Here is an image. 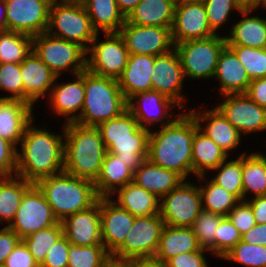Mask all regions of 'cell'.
I'll return each mask as SVG.
<instances>
[{
	"label": "cell",
	"mask_w": 266,
	"mask_h": 267,
	"mask_svg": "<svg viewBox=\"0 0 266 267\" xmlns=\"http://www.w3.org/2000/svg\"><path fill=\"white\" fill-rule=\"evenodd\" d=\"M161 128L150 129L147 159L185 180L192 173V140L198 124L190 112H184Z\"/></svg>",
	"instance_id": "1"
},
{
	"label": "cell",
	"mask_w": 266,
	"mask_h": 267,
	"mask_svg": "<svg viewBox=\"0 0 266 267\" xmlns=\"http://www.w3.org/2000/svg\"><path fill=\"white\" fill-rule=\"evenodd\" d=\"M26 126L17 151L16 174L32 184L61 173L64 169V135H56L32 126ZM63 136V137H62Z\"/></svg>",
	"instance_id": "2"
},
{
	"label": "cell",
	"mask_w": 266,
	"mask_h": 267,
	"mask_svg": "<svg viewBox=\"0 0 266 267\" xmlns=\"http://www.w3.org/2000/svg\"><path fill=\"white\" fill-rule=\"evenodd\" d=\"M63 127L65 139L63 171L94 182L107 153L99 129L75 122L65 123Z\"/></svg>",
	"instance_id": "3"
},
{
	"label": "cell",
	"mask_w": 266,
	"mask_h": 267,
	"mask_svg": "<svg viewBox=\"0 0 266 267\" xmlns=\"http://www.w3.org/2000/svg\"><path fill=\"white\" fill-rule=\"evenodd\" d=\"M36 185L44 194L58 222L90 208L99 199L93 181L65 171L43 178Z\"/></svg>",
	"instance_id": "4"
},
{
	"label": "cell",
	"mask_w": 266,
	"mask_h": 267,
	"mask_svg": "<svg viewBox=\"0 0 266 267\" xmlns=\"http://www.w3.org/2000/svg\"><path fill=\"white\" fill-rule=\"evenodd\" d=\"M97 128L107 152L122 159L133 171L147 159L150 130L139 126L128 109Z\"/></svg>",
	"instance_id": "5"
},
{
	"label": "cell",
	"mask_w": 266,
	"mask_h": 267,
	"mask_svg": "<svg viewBox=\"0 0 266 267\" xmlns=\"http://www.w3.org/2000/svg\"><path fill=\"white\" fill-rule=\"evenodd\" d=\"M85 101L82 113L75 123L98 127L127 110V100L118 81L84 71Z\"/></svg>",
	"instance_id": "6"
},
{
	"label": "cell",
	"mask_w": 266,
	"mask_h": 267,
	"mask_svg": "<svg viewBox=\"0 0 266 267\" xmlns=\"http://www.w3.org/2000/svg\"><path fill=\"white\" fill-rule=\"evenodd\" d=\"M54 28L57 30H53ZM46 32L57 38L77 43L86 51L97 34L82 1L62 0L52 1Z\"/></svg>",
	"instance_id": "7"
},
{
	"label": "cell",
	"mask_w": 266,
	"mask_h": 267,
	"mask_svg": "<svg viewBox=\"0 0 266 267\" xmlns=\"http://www.w3.org/2000/svg\"><path fill=\"white\" fill-rule=\"evenodd\" d=\"M226 45V37L218 34L174 44L184 77L194 80L214 78L219 56Z\"/></svg>",
	"instance_id": "8"
},
{
	"label": "cell",
	"mask_w": 266,
	"mask_h": 267,
	"mask_svg": "<svg viewBox=\"0 0 266 267\" xmlns=\"http://www.w3.org/2000/svg\"><path fill=\"white\" fill-rule=\"evenodd\" d=\"M32 51L59 78L72 67L74 76L86 70V50L79 44L41 33L32 38Z\"/></svg>",
	"instance_id": "9"
},
{
	"label": "cell",
	"mask_w": 266,
	"mask_h": 267,
	"mask_svg": "<svg viewBox=\"0 0 266 267\" xmlns=\"http://www.w3.org/2000/svg\"><path fill=\"white\" fill-rule=\"evenodd\" d=\"M165 226L160 214L135 217L123 244L111 255V260L125 262L137 257L154 256Z\"/></svg>",
	"instance_id": "10"
},
{
	"label": "cell",
	"mask_w": 266,
	"mask_h": 267,
	"mask_svg": "<svg viewBox=\"0 0 266 267\" xmlns=\"http://www.w3.org/2000/svg\"><path fill=\"white\" fill-rule=\"evenodd\" d=\"M98 33L86 51V69L97 76L118 80L125 69L129 52L119 33H105V41L98 42ZM97 42V43H96Z\"/></svg>",
	"instance_id": "11"
},
{
	"label": "cell",
	"mask_w": 266,
	"mask_h": 267,
	"mask_svg": "<svg viewBox=\"0 0 266 267\" xmlns=\"http://www.w3.org/2000/svg\"><path fill=\"white\" fill-rule=\"evenodd\" d=\"M160 201L159 214L165 225L173 227H191L202 211L200 188L187 181H182Z\"/></svg>",
	"instance_id": "12"
},
{
	"label": "cell",
	"mask_w": 266,
	"mask_h": 267,
	"mask_svg": "<svg viewBox=\"0 0 266 267\" xmlns=\"http://www.w3.org/2000/svg\"><path fill=\"white\" fill-rule=\"evenodd\" d=\"M58 223L44 194L33 184L24 194L10 226L20 239Z\"/></svg>",
	"instance_id": "13"
},
{
	"label": "cell",
	"mask_w": 266,
	"mask_h": 267,
	"mask_svg": "<svg viewBox=\"0 0 266 267\" xmlns=\"http://www.w3.org/2000/svg\"><path fill=\"white\" fill-rule=\"evenodd\" d=\"M53 0H5L7 31L35 37L46 32Z\"/></svg>",
	"instance_id": "14"
},
{
	"label": "cell",
	"mask_w": 266,
	"mask_h": 267,
	"mask_svg": "<svg viewBox=\"0 0 266 267\" xmlns=\"http://www.w3.org/2000/svg\"><path fill=\"white\" fill-rule=\"evenodd\" d=\"M119 34L123 37L129 54L158 56L174 49L171 28L139 26L125 21Z\"/></svg>",
	"instance_id": "15"
},
{
	"label": "cell",
	"mask_w": 266,
	"mask_h": 267,
	"mask_svg": "<svg viewBox=\"0 0 266 267\" xmlns=\"http://www.w3.org/2000/svg\"><path fill=\"white\" fill-rule=\"evenodd\" d=\"M216 108L238 130L240 135L266 130V109L253 102L245 93L226 94Z\"/></svg>",
	"instance_id": "16"
},
{
	"label": "cell",
	"mask_w": 266,
	"mask_h": 267,
	"mask_svg": "<svg viewBox=\"0 0 266 267\" xmlns=\"http://www.w3.org/2000/svg\"><path fill=\"white\" fill-rule=\"evenodd\" d=\"M152 90L157 91L177 104V108H184L186 100L181 94L184 73L179 55L175 49L166 54L155 56L153 73L151 75Z\"/></svg>",
	"instance_id": "17"
},
{
	"label": "cell",
	"mask_w": 266,
	"mask_h": 267,
	"mask_svg": "<svg viewBox=\"0 0 266 267\" xmlns=\"http://www.w3.org/2000/svg\"><path fill=\"white\" fill-rule=\"evenodd\" d=\"M171 34L173 43L177 44L186 40L204 39L216 33L208 24L204 4L184 0L175 5Z\"/></svg>",
	"instance_id": "18"
},
{
	"label": "cell",
	"mask_w": 266,
	"mask_h": 267,
	"mask_svg": "<svg viewBox=\"0 0 266 267\" xmlns=\"http://www.w3.org/2000/svg\"><path fill=\"white\" fill-rule=\"evenodd\" d=\"M102 243L112 255L124 242L135 216L120 207L111 197H100Z\"/></svg>",
	"instance_id": "19"
},
{
	"label": "cell",
	"mask_w": 266,
	"mask_h": 267,
	"mask_svg": "<svg viewBox=\"0 0 266 267\" xmlns=\"http://www.w3.org/2000/svg\"><path fill=\"white\" fill-rule=\"evenodd\" d=\"M61 224L63 235L72 245H103L100 197L93 206L66 217Z\"/></svg>",
	"instance_id": "20"
},
{
	"label": "cell",
	"mask_w": 266,
	"mask_h": 267,
	"mask_svg": "<svg viewBox=\"0 0 266 267\" xmlns=\"http://www.w3.org/2000/svg\"><path fill=\"white\" fill-rule=\"evenodd\" d=\"M134 99L136 102L133 101ZM172 105L176 106L177 104L163 94L150 90L132 96L127 102V109L138 121L139 126L149 130L148 126L154 125L155 122L161 123V127H163L174 120L171 118V111L168 112L169 108H174Z\"/></svg>",
	"instance_id": "21"
},
{
	"label": "cell",
	"mask_w": 266,
	"mask_h": 267,
	"mask_svg": "<svg viewBox=\"0 0 266 267\" xmlns=\"http://www.w3.org/2000/svg\"><path fill=\"white\" fill-rule=\"evenodd\" d=\"M57 78L49 67L32 51L21 62L23 101L33 106L40 97L46 96V92L51 91Z\"/></svg>",
	"instance_id": "22"
},
{
	"label": "cell",
	"mask_w": 266,
	"mask_h": 267,
	"mask_svg": "<svg viewBox=\"0 0 266 267\" xmlns=\"http://www.w3.org/2000/svg\"><path fill=\"white\" fill-rule=\"evenodd\" d=\"M32 108L22 100L0 99V137L16 147L26 126L34 119Z\"/></svg>",
	"instance_id": "23"
},
{
	"label": "cell",
	"mask_w": 266,
	"mask_h": 267,
	"mask_svg": "<svg viewBox=\"0 0 266 267\" xmlns=\"http://www.w3.org/2000/svg\"><path fill=\"white\" fill-rule=\"evenodd\" d=\"M155 56L130 54L127 65L118 78V85L127 101L135 94L152 90L151 75Z\"/></svg>",
	"instance_id": "24"
},
{
	"label": "cell",
	"mask_w": 266,
	"mask_h": 267,
	"mask_svg": "<svg viewBox=\"0 0 266 267\" xmlns=\"http://www.w3.org/2000/svg\"><path fill=\"white\" fill-rule=\"evenodd\" d=\"M76 81L54 86L50 91L49 101L53 112L57 115L66 116V123L75 122L82 113L85 101L84 71L76 74ZM78 114L73 115L76 111Z\"/></svg>",
	"instance_id": "25"
},
{
	"label": "cell",
	"mask_w": 266,
	"mask_h": 267,
	"mask_svg": "<svg viewBox=\"0 0 266 267\" xmlns=\"http://www.w3.org/2000/svg\"><path fill=\"white\" fill-rule=\"evenodd\" d=\"M195 112L190 113L195 118L198 127L210 139H212L228 156L229 151L238 147L241 141V135L238 130L224 117V115L215 107L201 114ZM209 121L206 126H202L201 122Z\"/></svg>",
	"instance_id": "26"
},
{
	"label": "cell",
	"mask_w": 266,
	"mask_h": 267,
	"mask_svg": "<svg viewBox=\"0 0 266 267\" xmlns=\"http://www.w3.org/2000/svg\"><path fill=\"white\" fill-rule=\"evenodd\" d=\"M214 77L219 79L221 95L245 93L251 82L247 71L228 45L222 49Z\"/></svg>",
	"instance_id": "27"
},
{
	"label": "cell",
	"mask_w": 266,
	"mask_h": 267,
	"mask_svg": "<svg viewBox=\"0 0 266 267\" xmlns=\"http://www.w3.org/2000/svg\"><path fill=\"white\" fill-rule=\"evenodd\" d=\"M182 181H185L174 171L153 164L148 159L134 171L133 182L153 193L159 199L169 194Z\"/></svg>",
	"instance_id": "28"
},
{
	"label": "cell",
	"mask_w": 266,
	"mask_h": 267,
	"mask_svg": "<svg viewBox=\"0 0 266 267\" xmlns=\"http://www.w3.org/2000/svg\"><path fill=\"white\" fill-rule=\"evenodd\" d=\"M134 171L115 154L107 152L101 170L93 182L99 197H111L128 183L133 182ZM119 186V187H118Z\"/></svg>",
	"instance_id": "29"
},
{
	"label": "cell",
	"mask_w": 266,
	"mask_h": 267,
	"mask_svg": "<svg viewBox=\"0 0 266 267\" xmlns=\"http://www.w3.org/2000/svg\"><path fill=\"white\" fill-rule=\"evenodd\" d=\"M255 7H245L240 14L245 18L233 25L226 37L227 45L266 48V19L249 16Z\"/></svg>",
	"instance_id": "30"
},
{
	"label": "cell",
	"mask_w": 266,
	"mask_h": 267,
	"mask_svg": "<svg viewBox=\"0 0 266 267\" xmlns=\"http://www.w3.org/2000/svg\"><path fill=\"white\" fill-rule=\"evenodd\" d=\"M228 155L199 128L192 140V173L203 180L206 170H214Z\"/></svg>",
	"instance_id": "31"
},
{
	"label": "cell",
	"mask_w": 266,
	"mask_h": 267,
	"mask_svg": "<svg viewBox=\"0 0 266 267\" xmlns=\"http://www.w3.org/2000/svg\"><path fill=\"white\" fill-rule=\"evenodd\" d=\"M201 248L191 227L165 225L154 256L165 263L174 256L185 252L199 251Z\"/></svg>",
	"instance_id": "32"
},
{
	"label": "cell",
	"mask_w": 266,
	"mask_h": 267,
	"mask_svg": "<svg viewBox=\"0 0 266 267\" xmlns=\"http://www.w3.org/2000/svg\"><path fill=\"white\" fill-rule=\"evenodd\" d=\"M175 4L169 0H141L126 21L139 26L172 28Z\"/></svg>",
	"instance_id": "33"
},
{
	"label": "cell",
	"mask_w": 266,
	"mask_h": 267,
	"mask_svg": "<svg viewBox=\"0 0 266 267\" xmlns=\"http://www.w3.org/2000/svg\"><path fill=\"white\" fill-rule=\"evenodd\" d=\"M92 27L99 33H119L126 17L118 8L116 0H82Z\"/></svg>",
	"instance_id": "34"
},
{
	"label": "cell",
	"mask_w": 266,
	"mask_h": 267,
	"mask_svg": "<svg viewBox=\"0 0 266 267\" xmlns=\"http://www.w3.org/2000/svg\"><path fill=\"white\" fill-rule=\"evenodd\" d=\"M115 193L118 194V200L114 202L135 217L150 216L160 212V199L134 182L126 184Z\"/></svg>",
	"instance_id": "35"
},
{
	"label": "cell",
	"mask_w": 266,
	"mask_h": 267,
	"mask_svg": "<svg viewBox=\"0 0 266 267\" xmlns=\"http://www.w3.org/2000/svg\"><path fill=\"white\" fill-rule=\"evenodd\" d=\"M16 176V177H14ZM33 184L17 175L0 176V224L10 226L16 216L25 192Z\"/></svg>",
	"instance_id": "36"
},
{
	"label": "cell",
	"mask_w": 266,
	"mask_h": 267,
	"mask_svg": "<svg viewBox=\"0 0 266 267\" xmlns=\"http://www.w3.org/2000/svg\"><path fill=\"white\" fill-rule=\"evenodd\" d=\"M246 154H242L243 201L249 192L255 197L266 195V156L258 152Z\"/></svg>",
	"instance_id": "37"
},
{
	"label": "cell",
	"mask_w": 266,
	"mask_h": 267,
	"mask_svg": "<svg viewBox=\"0 0 266 267\" xmlns=\"http://www.w3.org/2000/svg\"><path fill=\"white\" fill-rule=\"evenodd\" d=\"M204 183L207 185L203 186L202 183L199 186L202 210L227 217L228 213L240 202V200L212 180Z\"/></svg>",
	"instance_id": "38"
},
{
	"label": "cell",
	"mask_w": 266,
	"mask_h": 267,
	"mask_svg": "<svg viewBox=\"0 0 266 267\" xmlns=\"http://www.w3.org/2000/svg\"><path fill=\"white\" fill-rule=\"evenodd\" d=\"M32 52V37L4 31L0 33V63H21Z\"/></svg>",
	"instance_id": "39"
},
{
	"label": "cell",
	"mask_w": 266,
	"mask_h": 267,
	"mask_svg": "<svg viewBox=\"0 0 266 267\" xmlns=\"http://www.w3.org/2000/svg\"><path fill=\"white\" fill-rule=\"evenodd\" d=\"M215 170L218 174L211 180L243 201L242 155L236 160L223 161Z\"/></svg>",
	"instance_id": "40"
},
{
	"label": "cell",
	"mask_w": 266,
	"mask_h": 267,
	"mask_svg": "<svg viewBox=\"0 0 266 267\" xmlns=\"http://www.w3.org/2000/svg\"><path fill=\"white\" fill-rule=\"evenodd\" d=\"M111 255L103 245L76 246L70 244L68 267H106Z\"/></svg>",
	"instance_id": "41"
},
{
	"label": "cell",
	"mask_w": 266,
	"mask_h": 267,
	"mask_svg": "<svg viewBox=\"0 0 266 267\" xmlns=\"http://www.w3.org/2000/svg\"><path fill=\"white\" fill-rule=\"evenodd\" d=\"M62 235L63 227L61 222H58L49 228L39 230L31 234L30 236L22 239V241L25 243L29 252L40 266L44 261L48 250Z\"/></svg>",
	"instance_id": "42"
},
{
	"label": "cell",
	"mask_w": 266,
	"mask_h": 267,
	"mask_svg": "<svg viewBox=\"0 0 266 267\" xmlns=\"http://www.w3.org/2000/svg\"><path fill=\"white\" fill-rule=\"evenodd\" d=\"M224 216L202 210L194 220L191 229L199 245L215 255V235Z\"/></svg>",
	"instance_id": "43"
},
{
	"label": "cell",
	"mask_w": 266,
	"mask_h": 267,
	"mask_svg": "<svg viewBox=\"0 0 266 267\" xmlns=\"http://www.w3.org/2000/svg\"><path fill=\"white\" fill-rule=\"evenodd\" d=\"M228 46L235 52L251 80L266 77V48Z\"/></svg>",
	"instance_id": "44"
},
{
	"label": "cell",
	"mask_w": 266,
	"mask_h": 267,
	"mask_svg": "<svg viewBox=\"0 0 266 267\" xmlns=\"http://www.w3.org/2000/svg\"><path fill=\"white\" fill-rule=\"evenodd\" d=\"M223 258L246 267H266V246L241 240Z\"/></svg>",
	"instance_id": "45"
},
{
	"label": "cell",
	"mask_w": 266,
	"mask_h": 267,
	"mask_svg": "<svg viewBox=\"0 0 266 267\" xmlns=\"http://www.w3.org/2000/svg\"><path fill=\"white\" fill-rule=\"evenodd\" d=\"M204 7L208 24L216 34L217 29L228 20L230 12L235 9L240 13L245 8L239 0H207Z\"/></svg>",
	"instance_id": "46"
},
{
	"label": "cell",
	"mask_w": 266,
	"mask_h": 267,
	"mask_svg": "<svg viewBox=\"0 0 266 267\" xmlns=\"http://www.w3.org/2000/svg\"><path fill=\"white\" fill-rule=\"evenodd\" d=\"M0 89L11 94L0 99H17L23 101V82L21 79V63H0Z\"/></svg>",
	"instance_id": "47"
},
{
	"label": "cell",
	"mask_w": 266,
	"mask_h": 267,
	"mask_svg": "<svg viewBox=\"0 0 266 267\" xmlns=\"http://www.w3.org/2000/svg\"><path fill=\"white\" fill-rule=\"evenodd\" d=\"M242 240V234L232 224L228 217H224L218 225L215 235V255L223 257Z\"/></svg>",
	"instance_id": "48"
},
{
	"label": "cell",
	"mask_w": 266,
	"mask_h": 267,
	"mask_svg": "<svg viewBox=\"0 0 266 267\" xmlns=\"http://www.w3.org/2000/svg\"><path fill=\"white\" fill-rule=\"evenodd\" d=\"M70 242L62 235L48 250L40 267H68Z\"/></svg>",
	"instance_id": "49"
},
{
	"label": "cell",
	"mask_w": 266,
	"mask_h": 267,
	"mask_svg": "<svg viewBox=\"0 0 266 267\" xmlns=\"http://www.w3.org/2000/svg\"><path fill=\"white\" fill-rule=\"evenodd\" d=\"M227 217L242 235L256 225L253 210L246 201H240Z\"/></svg>",
	"instance_id": "50"
},
{
	"label": "cell",
	"mask_w": 266,
	"mask_h": 267,
	"mask_svg": "<svg viewBox=\"0 0 266 267\" xmlns=\"http://www.w3.org/2000/svg\"><path fill=\"white\" fill-rule=\"evenodd\" d=\"M16 167L17 148L9 141L0 137V176L15 175Z\"/></svg>",
	"instance_id": "51"
},
{
	"label": "cell",
	"mask_w": 266,
	"mask_h": 267,
	"mask_svg": "<svg viewBox=\"0 0 266 267\" xmlns=\"http://www.w3.org/2000/svg\"><path fill=\"white\" fill-rule=\"evenodd\" d=\"M207 249L201 248L199 251L185 252L168 259L167 267H209L204 252Z\"/></svg>",
	"instance_id": "52"
},
{
	"label": "cell",
	"mask_w": 266,
	"mask_h": 267,
	"mask_svg": "<svg viewBox=\"0 0 266 267\" xmlns=\"http://www.w3.org/2000/svg\"><path fill=\"white\" fill-rule=\"evenodd\" d=\"M5 267H40L21 240L4 262Z\"/></svg>",
	"instance_id": "53"
},
{
	"label": "cell",
	"mask_w": 266,
	"mask_h": 267,
	"mask_svg": "<svg viewBox=\"0 0 266 267\" xmlns=\"http://www.w3.org/2000/svg\"><path fill=\"white\" fill-rule=\"evenodd\" d=\"M20 241V237L9 227L5 226L0 230V264H4Z\"/></svg>",
	"instance_id": "54"
},
{
	"label": "cell",
	"mask_w": 266,
	"mask_h": 267,
	"mask_svg": "<svg viewBox=\"0 0 266 267\" xmlns=\"http://www.w3.org/2000/svg\"><path fill=\"white\" fill-rule=\"evenodd\" d=\"M245 94L253 102L266 109V77L251 80Z\"/></svg>",
	"instance_id": "55"
},
{
	"label": "cell",
	"mask_w": 266,
	"mask_h": 267,
	"mask_svg": "<svg viewBox=\"0 0 266 267\" xmlns=\"http://www.w3.org/2000/svg\"><path fill=\"white\" fill-rule=\"evenodd\" d=\"M242 241L249 244L266 246V223L256 224L242 235Z\"/></svg>",
	"instance_id": "56"
},
{
	"label": "cell",
	"mask_w": 266,
	"mask_h": 267,
	"mask_svg": "<svg viewBox=\"0 0 266 267\" xmlns=\"http://www.w3.org/2000/svg\"><path fill=\"white\" fill-rule=\"evenodd\" d=\"M246 202L253 210V217L256 224L266 223V195L247 199Z\"/></svg>",
	"instance_id": "57"
},
{
	"label": "cell",
	"mask_w": 266,
	"mask_h": 267,
	"mask_svg": "<svg viewBox=\"0 0 266 267\" xmlns=\"http://www.w3.org/2000/svg\"><path fill=\"white\" fill-rule=\"evenodd\" d=\"M128 267H165V263L155 256L137 257L124 262Z\"/></svg>",
	"instance_id": "58"
},
{
	"label": "cell",
	"mask_w": 266,
	"mask_h": 267,
	"mask_svg": "<svg viewBox=\"0 0 266 267\" xmlns=\"http://www.w3.org/2000/svg\"><path fill=\"white\" fill-rule=\"evenodd\" d=\"M141 0H116L118 8L125 17L137 6Z\"/></svg>",
	"instance_id": "59"
},
{
	"label": "cell",
	"mask_w": 266,
	"mask_h": 267,
	"mask_svg": "<svg viewBox=\"0 0 266 267\" xmlns=\"http://www.w3.org/2000/svg\"><path fill=\"white\" fill-rule=\"evenodd\" d=\"M2 3V4H1ZM0 33L7 31V21H6V3L5 0H0ZM2 9V10H1Z\"/></svg>",
	"instance_id": "60"
},
{
	"label": "cell",
	"mask_w": 266,
	"mask_h": 267,
	"mask_svg": "<svg viewBox=\"0 0 266 267\" xmlns=\"http://www.w3.org/2000/svg\"><path fill=\"white\" fill-rule=\"evenodd\" d=\"M106 267H128L124 262L111 260Z\"/></svg>",
	"instance_id": "61"
},
{
	"label": "cell",
	"mask_w": 266,
	"mask_h": 267,
	"mask_svg": "<svg viewBox=\"0 0 266 267\" xmlns=\"http://www.w3.org/2000/svg\"><path fill=\"white\" fill-rule=\"evenodd\" d=\"M245 7H255V0H239Z\"/></svg>",
	"instance_id": "62"
},
{
	"label": "cell",
	"mask_w": 266,
	"mask_h": 267,
	"mask_svg": "<svg viewBox=\"0 0 266 267\" xmlns=\"http://www.w3.org/2000/svg\"><path fill=\"white\" fill-rule=\"evenodd\" d=\"M263 5L266 8V0H255V8Z\"/></svg>",
	"instance_id": "63"
},
{
	"label": "cell",
	"mask_w": 266,
	"mask_h": 267,
	"mask_svg": "<svg viewBox=\"0 0 266 267\" xmlns=\"http://www.w3.org/2000/svg\"><path fill=\"white\" fill-rule=\"evenodd\" d=\"M186 1L204 4L207 0H186Z\"/></svg>",
	"instance_id": "64"
},
{
	"label": "cell",
	"mask_w": 266,
	"mask_h": 267,
	"mask_svg": "<svg viewBox=\"0 0 266 267\" xmlns=\"http://www.w3.org/2000/svg\"><path fill=\"white\" fill-rule=\"evenodd\" d=\"M169 1H171L175 5H178V4H180L184 0H169Z\"/></svg>",
	"instance_id": "65"
},
{
	"label": "cell",
	"mask_w": 266,
	"mask_h": 267,
	"mask_svg": "<svg viewBox=\"0 0 266 267\" xmlns=\"http://www.w3.org/2000/svg\"><path fill=\"white\" fill-rule=\"evenodd\" d=\"M62 1H82V0H62Z\"/></svg>",
	"instance_id": "66"
}]
</instances>
